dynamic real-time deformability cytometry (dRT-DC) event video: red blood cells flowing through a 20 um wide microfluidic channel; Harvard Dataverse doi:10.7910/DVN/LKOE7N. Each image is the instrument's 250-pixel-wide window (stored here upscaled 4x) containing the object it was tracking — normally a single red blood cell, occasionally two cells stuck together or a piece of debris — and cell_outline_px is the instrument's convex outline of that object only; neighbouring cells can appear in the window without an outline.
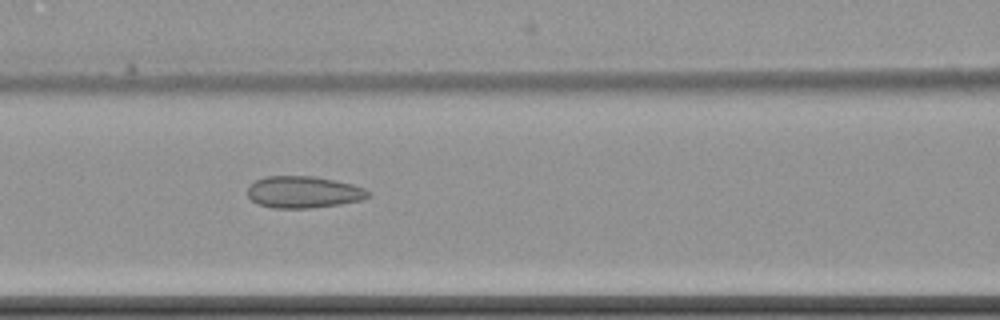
{"species": "common noctule bat (a hibernating species)", "species_latin": "Nyctalus noctula", "temperature_condition": "cold", "stored_images_in_passage": 8, "camera_frame_rate_fps": 3000, "um_per_image_px": 0.085, "animal": {"sex": "female", "body_mass_g": 22.7, "forearm_length_mm": 54.2}, "frame": {"image": 1, "passage_image": 8, "time_ms": 9.0, "image_size_px": [1000, 320], "cell_outline_px": [[372, 192], [368, 196], [360, 200], [340, 204], [308, 208], [272, 208], [256, 204], [248, 196], [248, 188], [256, 180], [264, 176], [312, 176], [352, 184], [364, 188]], "centroid_in_image_um": [25.77, 16.33], "position_along_channel_um": 140.8, "area_um2": 22.25}}